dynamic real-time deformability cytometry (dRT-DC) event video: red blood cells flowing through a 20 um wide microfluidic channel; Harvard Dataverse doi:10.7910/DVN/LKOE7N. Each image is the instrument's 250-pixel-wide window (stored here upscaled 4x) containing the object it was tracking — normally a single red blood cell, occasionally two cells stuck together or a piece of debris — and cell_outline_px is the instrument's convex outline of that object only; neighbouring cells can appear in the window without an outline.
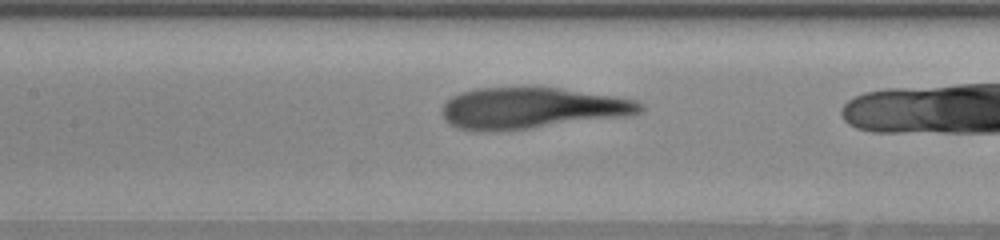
{"species": "human", "species_latin": "Homo sapiens", "temperature_condition": "warm", "stored_images_in_passage": 20, "camera_frame_rate_fps": 3000, "um_per_image_px": 0.085, "donor": {"sex": "female"}, "frame": {"image": 1, "passage_image": 19, "time_ms": 6.0, "image_size_px": [1000, 240], "cell_outline_px": [[644, 108], [640, 112], [628, 116], [496, 132], [480, 132], [456, 128], [448, 124], [444, 120], [440, 112], [444, 104], [452, 96], [460, 92], [476, 88], [528, 84], [612, 96], [636, 100]], "centroid_in_image_um": [45.08, 9.17], "position_along_channel_um": 162.3, "area_um2": 48.61}}